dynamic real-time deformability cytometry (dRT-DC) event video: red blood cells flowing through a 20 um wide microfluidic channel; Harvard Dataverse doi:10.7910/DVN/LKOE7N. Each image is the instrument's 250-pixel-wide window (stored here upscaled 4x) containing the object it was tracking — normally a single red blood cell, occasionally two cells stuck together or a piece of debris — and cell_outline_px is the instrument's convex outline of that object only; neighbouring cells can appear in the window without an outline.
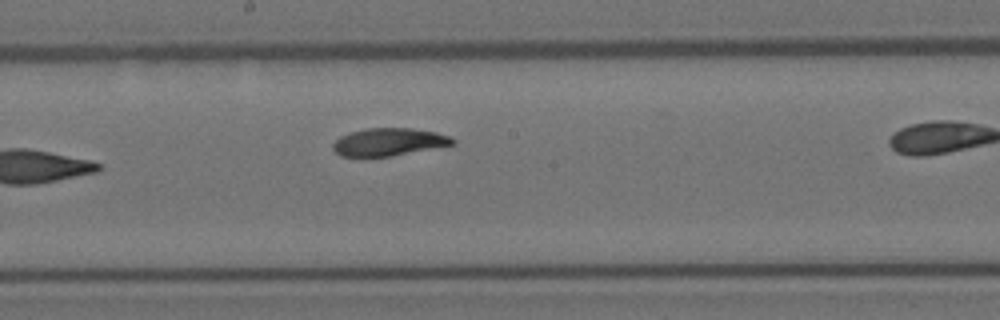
{"species": "Egyptian fruit bat (a non-hibernating species)", "species_latin": "Rousettus aegyptiacus", "temperature_condition": "room temperature", "stored_images_in_passage": 9, "segment_of_instrument_passage": [1, 2], "camera_frame_rate_fps": 3000, "um_per_image_px": 0.085, "animal": {"sex": "female"}, "frame": {"image": 1, "passage_image": 8, "time_ms": 2.333, "image_size_px": [1000, 320], "cell_outline_px": [[456, 144], [388, 156], [340, 156], [332, 148], [332, 144], [340, 136], [348, 132], [364, 128], [412, 128], [436, 132], [448, 136], [456, 140]], "centroid_in_image_um": [33.02, 12.05], "position_along_channel_um": 215.2, "area_um2": 19.19}}